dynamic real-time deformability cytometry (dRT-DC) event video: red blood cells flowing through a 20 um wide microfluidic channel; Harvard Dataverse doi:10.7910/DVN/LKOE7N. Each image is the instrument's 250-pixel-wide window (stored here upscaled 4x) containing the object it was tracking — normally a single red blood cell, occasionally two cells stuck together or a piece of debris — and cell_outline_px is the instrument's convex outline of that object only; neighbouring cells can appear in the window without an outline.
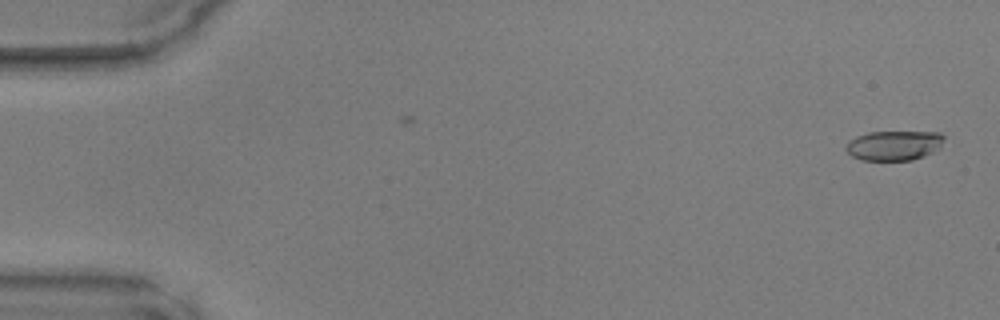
{"species": "common noctule bat (a hibernating species)", "species_latin": "Nyctalus noctula", "temperature_condition": "warm", "stored_images_in_passage": 4, "camera_frame_rate_fps": 3000, "um_per_image_px": 0.085, "animal": {"sex": "male", "body_mass_g": 17.9, "forearm_length_mm": 54.2}, "frame": {"image": 1, "passage_image": 2, "time_ms": 0.333, "image_size_px": [1000, 320], "cell_outline_px": [[944, 140], [940, 148], [924, 156], [912, 160], [860, 160], [852, 156], [844, 148], [848, 140], [856, 136], [868, 132], [940, 132], [944, 136]], "centroid_in_image_um": [75.98, 12.36], "position_along_channel_um": 9.0, "area_um2": 17.17}}